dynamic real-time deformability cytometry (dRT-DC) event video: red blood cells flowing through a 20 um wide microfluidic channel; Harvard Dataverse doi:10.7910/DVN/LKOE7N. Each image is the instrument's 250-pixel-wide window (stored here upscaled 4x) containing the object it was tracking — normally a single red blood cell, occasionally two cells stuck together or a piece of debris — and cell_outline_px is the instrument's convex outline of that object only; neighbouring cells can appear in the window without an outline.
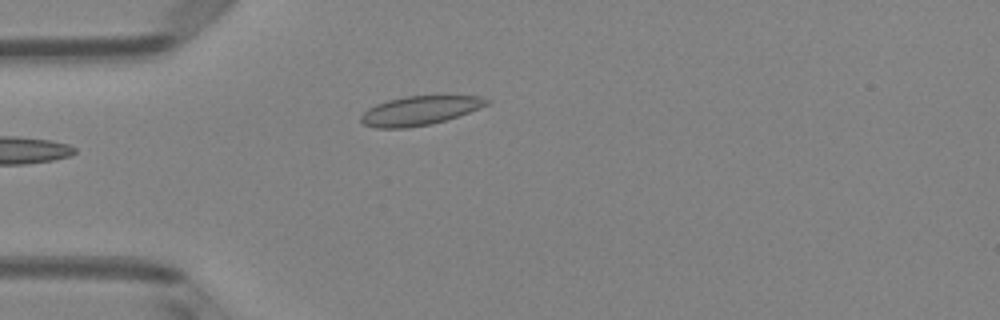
{"species": "Egyptian fruit bat (a non-hibernating species)", "species_latin": "Rousettus aegyptiacus", "temperature_condition": "room temperature", "stored_images_in_passage": 3, "camera_frame_rate_fps": 3000, "um_per_image_px": 0.085, "animal": {"sex": "female"}, "frame": {"image": 1, "passage_image": 3, "time_ms": 0.667, "image_size_px": [1000, 320], "cell_outline_px": [[492, 100], [488, 104], [468, 112], [432, 124], [408, 128], [376, 128], [364, 124], [360, 120], [360, 116], [368, 108], [376, 104], [388, 100], [404, 96], [480, 96]], "centroid_in_image_um": [35.64, 9.4], "position_along_channel_um": 49.4, "area_um2": 21.15}}